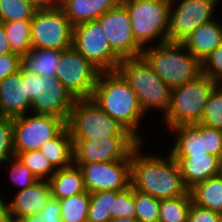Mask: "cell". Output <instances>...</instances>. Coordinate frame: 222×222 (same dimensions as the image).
I'll list each match as a JSON object with an SVG mask.
<instances>
[{"mask_svg":"<svg viewBox=\"0 0 222 222\" xmlns=\"http://www.w3.org/2000/svg\"><path fill=\"white\" fill-rule=\"evenodd\" d=\"M32 48L66 50L72 46L73 25L59 6L36 10L31 20Z\"/></svg>","mask_w":222,"mask_h":222,"instance_id":"9c48e42d","label":"cell"},{"mask_svg":"<svg viewBox=\"0 0 222 222\" xmlns=\"http://www.w3.org/2000/svg\"><path fill=\"white\" fill-rule=\"evenodd\" d=\"M36 10L57 6V0H23Z\"/></svg>","mask_w":222,"mask_h":222,"instance_id":"ee69618b","label":"cell"},{"mask_svg":"<svg viewBox=\"0 0 222 222\" xmlns=\"http://www.w3.org/2000/svg\"><path fill=\"white\" fill-rule=\"evenodd\" d=\"M121 0H65L59 7L73 26L98 20Z\"/></svg>","mask_w":222,"mask_h":222,"instance_id":"44dd1931","label":"cell"},{"mask_svg":"<svg viewBox=\"0 0 222 222\" xmlns=\"http://www.w3.org/2000/svg\"><path fill=\"white\" fill-rule=\"evenodd\" d=\"M100 71L73 46L63 50L56 77L75 99H91Z\"/></svg>","mask_w":222,"mask_h":222,"instance_id":"7c38bea8","label":"cell"},{"mask_svg":"<svg viewBox=\"0 0 222 222\" xmlns=\"http://www.w3.org/2000/svg\"><path fill=\"white\" fill-rule=\"evenodd\" d=\"M48 181L52 198L58 200L86 191L82 171L74 164L58 169Z\"/></svg>","mask_w":222,"mask_h":222,"instance_id":"603a6c76","label":"cell"},{"mask_svg":"<svg viewBox=\"0 0 222 222\" xmlns=\"http://www.w3.org/2000/svg\"><path fill=\"white\" fill-rule=\"evenodd\" d=\"M16 157L38 180H49L57 171L40 150L18 153Z\"/></svg>","mask_w":222,"mask_h":222,"instance_id":"4dcf8cb0","label":"cell"},{"mask_svg":"<svg viewBox=\"0 0 222 222\" xmlns=\"http://www.w3.org/2000/svg\"><path fill=\"white\" fill-rule=\"evenodd\" d=\"M126 8L136 42L142 47L158 39L168 42L171 0H121Z\"/></svg>","mask_w":222,"mask_h":222,"instance_id":"8992f818","label":"cell"},{"mask_svg":"<svg viewBox=\"0 0 222 222\" xmlns=\"http://www.w3.org/2000/svg\"><path fill=\"white\" fill-rule=\"evenodd\" d=\"M205 144L209 154L222 159V130L205 125Z\"/></svg>","mask_w":222,"mask_h":222,"instance_id":"b9f144b4","label":"cell"},{"mask_svg":"<svg viewBox=\"0 0 222 222\" xmlns=\"http://www.w3.org/2000/svg\"><path fill=\"white\" fill-rule=\"evenodd\" d=\"M91 99L140 143V120L145 115L136 93L116 71L100 72Z\"/></svg>","mask_w":222,"mask_h":222,"instance_id":"7a4b0ae2","label":"cell"},{"mask_svg":"<svg viewBox=\"0 0 222 222\" xmlns=\"http://www.w3.org/2000/svg\"><path fill=\"white\" fill-rule=\"evenodd\" d=\"M189 191L193 204L222 214V174L196 184Z\"/></svg>","mask_w":222,"mask_h":222,"instance_id":"484cf974","label":"cell"},{"mask_svg":"<svg viewBox=\"0 0 222 222\" xmlns=\"http://www.w3.org/2000/svg\"><path fill=\"white\" fill-rule=\"evenodd\" d=\"M72 140L74 164L131 160V152L140 144L134 136Z\"/></svg>","mask_w":222,"mask_h":222,"instance_id":"4fadbf2b","label":"cell"},{"mask_svg":"<svg viewBox=\"0 0 222 222\" xmlns=\"http://www.w3.org/2000/svg\"><path fill=\"white\" fill-rule=\"evenodd\" d=\"M66 126L72 139L103 140L107 136H133L92 99H76Z\"/></svg>","mask_w":222,"mask_h":222,"instance_id":"52a82bcc","label":"cell"},{"mask_svg":"<svg viewBox=\"0 0 222 222\" xmlns=\"http://www.w3.org/2000/svg\"><path fill=\"white\" fill-rule=\"evenodd\" d=\"M149 46L143 48L141 56L170 89L202 74V64L183 43L165 42Z\"/></svg>","mask_w":222,"mask_h":222,"instance_id":"3957f363","label":"cell"},{"mask_svg":"<svg viewBox=\"0 0 222 222\" xmlns=\"http://www.w3.org/2000/svg\"><path fill=\"white\" fill-rule=\"evenodd\" d=\"M62 222H87L90 193L85 191L59 199Z\"/></svg>","mask_w":222,"mask_h":222,"instance_id":"83f0119b","label":"cell"},{"mask_svg":"<svg viewBox=\"0 0 222 222\" xmlns=\"http://www.w3.org/2000/svg\"><path fill=\"white\" fill-rule=\"evenodd\" d=\"M17 222H62L60 202L58 199L51 197L44 208L37 214L27 215Z\"/></svg>","mask_w":222,"mask_h":222,"instance_id":"74e56055","label":"cell"},{"mask_svg":"<svg viewBox=\"0 0 222 222\" xmlns=\"http://www.w3.org/2000/svg\"><path fill=\"white\" fill-rule=\"evenodd\" d=\"M97 21L101 24L112 50L121 59L141 56L143 48L134 38L129 14L121 3Z\"/></svg>","mask_w":222,"mask_h":222,"instance_id":"2e32d148","label":"cell"},{"mask_svg":"<svg viewBox=\"0 0 222 222\" xmlns=\"http://www.w3.org/2000/svg\"><path fill=\"white\" fill-rule=\"evenodd\" d=\"M119 191H98L90 193V204L87 222H108L111 218V210Z\"/></svg>","mask_w":222,"mask_h":222,"instance_id":"f546056e","label":"cell"},{"mask_svg":"<svg viewBox=\"0 0 222 222\" xmlns=\"http://www.w3.org/2000/svg\"><path fill=\"white\" fill-rule=\"evenodd\" d=\"M200 123L222 130V84L210 92Z\"/></svg>","mask_w":222,"mask_h":222,"instance_id":"d6a6232c","label":"cell"},{"mask_svg":"<svg viewBox=\"0 0 222 222\" xmlns=\"http://www.w3.org/2000/svg\"><path fill=\"white\" fill-rule=\"evenodd\" d=\"M117 71L136 93L142 110H162L165 115L169 108L171 89L152 70L142 56L122 59Z\"/></svg>","mask_w":222,"mask_h":222,"instance_id":"277c9868","label":"cell"},{"mask_svg":"<svg viewBox=\"0 0 222 222\" xmlns=\"http://www.w3.org/2000/svg\"><path fill=\"white\" fill-rule=\"evenodd\" d=\"M22 57L16 53H7L0 56V82L7 76L20 70Z\"/></svg>","mask_w":222,"mask_h":222,"instance_id":"60d3db41","label":"cell"},{"mask_svg":"<svg viewBox=\"0 0 222 222\" xmlns=\"http://www.w3.org/2000/svg\"><path fill=\"white\" fill-rule=\"evenodd\" d=\"M111 215L112 218H135L133 187L131 185L125 190L119 191L116 194L113 210H111Z\"/></svg>","mask_w":222,"mask_h":222,"instance_id":"d590c367","label":"cell"},{"mask_svg":"<svg viewBox=\"0 0 222 222\" xmlns=\"http://www.w3.org/2000/svg\"><path fill=\"white\" fill-rule=\"evenodd\" d=\"M178 163L185 187L190 190L210 177L222 174V159L211 154L171 155Z\"/></svg>","mask_w":222,"mask_h":222,"instance_id":"ac0fdd59","label":"cell"},{"mask_svg":"<svg viewBox=\"0 0 222 222\" xmlns=\"http://www.w3.org/2000/svg\"><path fill=\"white\" fill-rule=\"evenodd\" d=\"M201 64L202 74L222 84V43Z\"/></svg>","mask_w":222,"mask_h":222,"instance_id":"f35d334b","label":"cell"},{"mask_svg":"<svg viewBox=\"0 0 222 222\" xmlns=\"http://www.w3.org/2000/svg\"><path fill=\"white\" fill-rule=\"evenodd\" d=\"M170 130L175 132V143L170 149V155L209 154L206 150L204 124L181 125L172 127Z\"/></svg>","mask_w":222,"mask_h":222,"instance_id":"7402d4cb","label":"cell"},{"mask_svg":"<svg viewBox=\"0 0 222 222\" xmlns=\"http://www.w3.org/2000/svg\"><path fill=\"white\" fill-rule=\"evenodd\" d=\"M2 24L5 28L11 51L21 57L27 54L32 49L31 20H16Z\"/></svg>","mask_w":222,"mask_h":222,"instance_id":"4316f807","label":"cell"},{"mask_svg":"<svg viewBox=\"0 0 222 222\" xmlns=\"http://www.w3.org/2000/svg\"><path fill=\"white\" fill-rule=\"evenodd\" d=\"M175 1L170 3L168 42L179 43L198 27L213 20L214 9L219 3V0H180L175 7Z\"/></svg>","mask_w":222,"mask_h":222,"instance_id":"5bb4252c","label":"cell"},{"mask_svg":"<svg viewBox=\"0 0 222 222\" xmlns=\"http://www.w3.org/2000/svg\"><path fill=\"white\" fill-rule=\"evenodd\" d=\"M72 46L100 72L116 71L122 60L112 50L97 20L73 26Z\"/></svg>","mask_w":222,"mask_h":222,"instance_id":"30bf717a","label":"cell"},{"mask_svg":"<svg viewBox=\"0 0 222 222\" xmlns=\"http://www.w3.org/2000/svg\"><path fill=\"white\" fill-rule=\"evenodd\" d=\"M14 157L13 118L0 116V165Z\"/></svg>","mask_w":222,"mask_h":222,"instance_id":"e575fe53","label":"cell"},{"mask_svg":"<svg viewBox=\"0 0 222 222\" xmlns=\"http://www.w3.org/2000/svg\"><path fill=\"white\" fill-rule=\"evenodd\" d=\"M65 0H57V6H60Z\"/></svg>","mask_w":222,"mask_h":222,"instance_id":"7dc6e473","label":"cell"},{"mask_svg":"<svg viewBox=\"0 0 222 222\" xmlns=\"http://www.w3.org/2000/svg\"><path fill=\"white\" fill-rule=\"evenodd\" d=\"M191 205L190 191L172 199L160 200L158 222H186Z\"/></svg>","mask_w":222,"mask_h":222,"instance_id":"f1b7e54d","label":"cell"},{"mask_svg":"<svg viewBox=\"0 0 222 222\" xmlns=\"http://www.w3.org/2000/svg\"><path fill=\"white\" fill-rule=\"evenodd\" d=\"M7 53H13V52L11 51V47L9 44V40L7 38L5 28L3 24L0 23V56Z\"/></svg>","mask_w":222,"mask_h":222,"instance_id":"7bdbcfd3","label":"cell"},{"mask_svg":"<svg viewBox=\"0 0 222 222\" xmlns=\"http://www.w3.org/2000/svg\"><path fill=\"white\" fill-rule=\"evenodd\" d=\"M31 101L26 94V70L7 76L0 82V116L17 117L30 111Z\"/></svg>","mask_w":222,"mask_h":222,"instance_id":"e0dca14e","label":"cell"},{"mask_svg":"<svg viewBox=\"0 0 222 222\" xmlns=\"http://www.w3.org/2000/svg\"><path fill=\"white\" fill-rule=\"evenodd\" d=\"M216 85L215 81L201 74L196 79L171 89L169 108L163 115L166 127L200 123L208 96Z\"/></svg>","mask_w":222,"mask_h":222,"instance_id":"5b68a950","label":"cell"},{"mask_svg":"<svg viewBox=\"0 0 222 222\" xmlns=\"http://www.w3.org/2000/svg\"><path fill=\"white\" fill-rule=\"evenodd\" d=\"M1 195H0V222H13L10 210H9V205L8 203L3 201Z\"/></svg>","mask_w":222,"mask_h":222,"instance_id":"f6af8a7d","label":"cell"},{"mask_svg":"<svg viewBox=\"0 0 222 222\" xmlns=\"http://www.w3.org/2000/svg\"><path fill=\"white\" fill-rule=\"evenodd\" d=\"M140 143L131 152V186L133 189L154 196L172 199L185 195L189 190L182 181L178 163L168 154L167 157L140 154Z\"/></svg>","mask_w":222,"mask_h":222,"instance_id":"6da1fadb","label":"cell"},{"mask_svg":"<svg viewBox=\"0 0 222 222\" xmlns=\"http://www.w3.org/2000/svg\"><path fill=\"white\" fill-rule=\"evenodd\" d=\"M10 162V180L13 184L20 187L19 190H24L32 186L38 179L32 174V172L24 166L20 160L14 156L6 161Z\"/></svg>","mask_w":222,"mask_h":222,"instance_id":"8d00e7d4","label":"cell"},{"mask_svg":"<svg viewBox=\"0 0 222 222\" xmlns=\"http://www.w3.org/2000/svg\"><path fill=\"white\" fill-rule=\"evenodd\" d=\"M222 214L192 203L186 222H220Z\"/></svg>","mask_w":222,"mask_h":222,"instance_id":"ab89813d","label":"cell"},{"mask_svg":"<svg viewBox=\"0 0 222 222\" xmlns=\"http://www.w3.org/2000/svg\"><path fill=\"white\" fill-rule=\"evenodd\" d=\"M62 51L32 48L22 56L21 66L30 73L39 76L56 77L57 65Z\"/></svg>","mask_w":222,"mask_h":222,"instance_id":"d4e9b609","label":"cell"},{"mask_svg":"<svg viewBox=\"0 0 222 222\" xmlns=\"http://www.w3.org/2000/svg\"><path fill=\"white\" fill-rule=\"evenodd\" d=\"M182 43L202 63L222 43V24L214 18L198 27Z\"/></svg>","mask_w":222,"mask_h":222,"instance_id":"ffe728a7","label":"cell"},{"mask_svg":"<svg viewBox=\"0 0 222 222\" xmlns=\"http://www.w3.org/2000/svg\"><path fill=\"white\" fill-rule=\"evenodd\" d=\"M83 174L87 192L122 191L131 185V160L74 164Z\"/></svg>","mask_w":222,"mask_h":222,"instance_id":"9a60e30c","label":"cell"},{"mask_svg":"<svg viewBox=\"0 0 222 222\" xmlns=\"http://www.w3.org/2000/svg\"><path fill=\"white\" fill-rule=\"evenodd\" d=\"M135 218L138 222H158L160 200L133 189Z\"/></svg>","mask_w":222,"mask_h":222,"instance_id":"1f68e13d","label":"cell"},{"mask_svg":"<svg viewBox=\"0 0 222 222\" xmlns=\"http://www.w3.org/2000/svg\"><path fill=\"white\" fill-rule=\"evenodd\" d=\"M32 115V116H31ZM13 118V151L18 153L40 150L65 127L66 121L52 115L35 114Z\"/></svg>","mask_w":222,"mask_h":222,"instance_id":"8fae6325","label":"cell"},{"mask_svg":"<svg viewBox=\"0 0 222 222\" xmlns=\"http://www.w3.org/2000/svg\"><path fill=\"white\" fill-rule=\"evenodd\" d=\"M108 222H138L136 218L118 217L111 218Z\"/></svg>","mask_w":222,"mask_h":222,"instance_id":"bcb514c9","label":"cell"},{"mask_svg":"<svg viewBox=\"0 0 222 222\" xmlns=\"http://www.w3.org/2000/svg\"><path fill=\"white\" fill-rule=\"evenodd\" d=\"M40 151L56 170L73 165V140L68 127L66 126L56 137L47 141Z\"/></svg>","mask_w":222,"mask_h":222,"instance_id":"cb8c5ba5","label":"cell"},{"mask_svg":"<svg viewBox=\"0 0 222 222\" xmlns=\"http://www.w3.org/2000/svg\"><path fill=\"white\" fill-rule=\"evenodd\" d=\"M36 9L23 0H0V23L32 20Z\"/></svg>","mask_w":222,"mask_h":222,"instance_id":"836d02e7","label":"cell"},{"mask_svg":"<svg viewBox=\"0 0 222 222\" xmlns=\"http://www.w3.org/2000/svg\"><path fill=\"white\" fill-rule=\"evenodd\" d=\"M26 94L31 113L52 115L68 120L76 99L57 77L39 76L26 71Z\"/></svg>","mask_w":222,"mask_h":222,"instance_id":"ba28073f","label":"cell"},{"mask_svg":"<svg viewBox=\"0 0 222 222\" xmlns=\"http://www.w3.org/2000/svg\"><path fill=\"white\" fill-rule=\"evenodd\" d=\"M8 203L13 222L27 215L37 214L52 197L49 181L38 180L32 186L18 190Z\"/></svg>","mask_w":222,"mask_h":222,"instance_id":"d6986e66","label":"cell"}]
</instances>
